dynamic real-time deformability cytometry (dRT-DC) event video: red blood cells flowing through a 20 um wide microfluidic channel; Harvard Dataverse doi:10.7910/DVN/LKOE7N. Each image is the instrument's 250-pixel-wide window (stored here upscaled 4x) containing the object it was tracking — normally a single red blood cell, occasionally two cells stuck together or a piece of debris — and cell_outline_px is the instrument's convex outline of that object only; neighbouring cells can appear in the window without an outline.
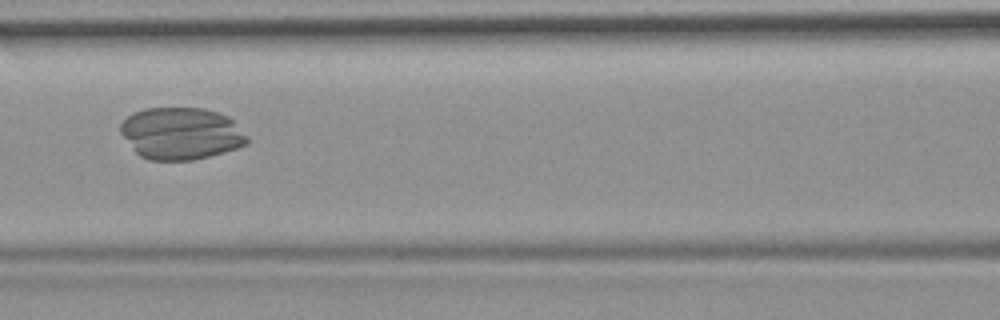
{"species": "common noctule bat (a hibernating species)", "species_latin": "Nyctalus noctula", "temperature_condition": "room temperature", "stored_images_in_passage": 8, "camera_frame_rate_fps": 3000, "um_per_image_px": 0.085, "animal": {"sex": "female", "body_mass_g": 19.9}, "frame": {"image": 1, "passage_image": 6, "time_ms": 1.667, "image_size_px": [1000, 320], "cell_outline_px": [[248, 144], [224, 152], [192, 160], [148, 160], [140, 156], [136, 152], [120, 132], [120, 124], [132, 112], [144, 108], [204, 108], [220, 112], [228, 116], [232, 120], [248, 140]], "centroid_in_image_um": [15.36, 11.33], "position_along_channel_um": 151.2, "area_um2": 38.26}}